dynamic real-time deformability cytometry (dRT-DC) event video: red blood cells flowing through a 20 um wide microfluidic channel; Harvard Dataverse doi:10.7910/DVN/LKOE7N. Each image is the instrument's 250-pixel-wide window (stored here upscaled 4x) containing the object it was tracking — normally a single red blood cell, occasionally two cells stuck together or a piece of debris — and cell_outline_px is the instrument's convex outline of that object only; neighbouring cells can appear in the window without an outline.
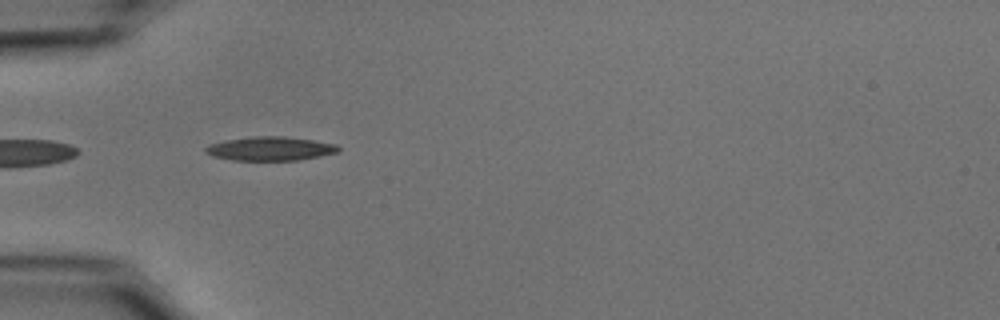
{"species": "common noctule bat (a hibernating species)", "species_latin": "Nyctalus noctula", "temperature_condition": "cold", "stored_images_in_passage": 5, "camera_frame_rate_fps": 3000, "um_per_image_px": 0.085, "animal": {"sex": "male", "body_mass_g": 15.6}, "frame": {"image": 1, "passage_image": 2, "time_ms": 0.333, "image_size_px": [1000, 320], "cell_outline_px": [[340, 152], [320, 156], [296, 160], [232, 160], [212, 156], [204, 152], [204, 148], [208, 144], [228, 140], [252, 136], [284, 136], [312, 140], [336, 144], [340, 148]], "centroid_in_image_um": [22.96, 12.63], "position_along_channel_um": 62.0, "area_um2": 18.5}}